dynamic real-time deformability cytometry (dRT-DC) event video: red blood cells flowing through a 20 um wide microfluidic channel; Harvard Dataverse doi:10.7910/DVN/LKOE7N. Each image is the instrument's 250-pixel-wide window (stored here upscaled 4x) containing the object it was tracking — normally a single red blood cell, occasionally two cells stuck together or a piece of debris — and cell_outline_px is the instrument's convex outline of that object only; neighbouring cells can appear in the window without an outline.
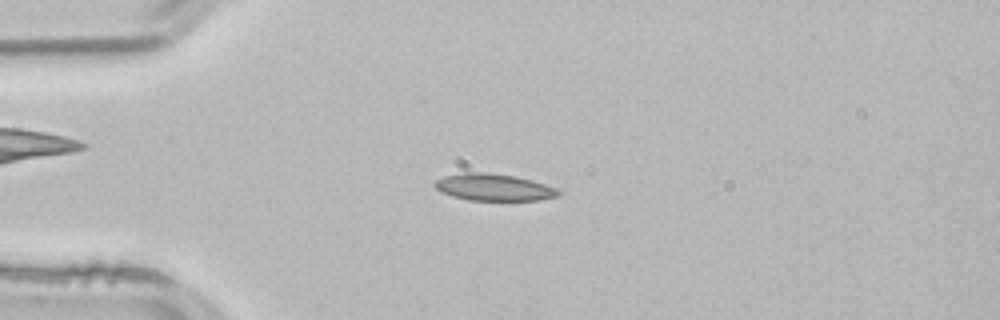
{"species": "common noctule bat (a hibernating species)", "species_latin": "Nyctalus noctula", "temperature_condition": "room temperature", "stored_images_in_passage": 3, "camera_frame_rate_fps": 3000, "um_per_image_px": 0.085, "animal": {"sex": "male", "body_mass_g": 21.5, "forearm_length_mm": 52.0}, "frame": {"image": 1, "passage_image": 3, "time_ms": 0.667, "image_size_px": [1000, 320], "cell_outline_px": [[560, 196], [540, 200], [468, 200], [452, 196], [440, 192], [432, 184], [436, 180], [444, 176], [464, 172], [488, 172], [516, 176], [532, 180], [556, 188], [560, 192]], "centroid_in_image_um": [41.95, 15.91], "position_along_channel_um": 43.0, "area_um2": 19.54}}